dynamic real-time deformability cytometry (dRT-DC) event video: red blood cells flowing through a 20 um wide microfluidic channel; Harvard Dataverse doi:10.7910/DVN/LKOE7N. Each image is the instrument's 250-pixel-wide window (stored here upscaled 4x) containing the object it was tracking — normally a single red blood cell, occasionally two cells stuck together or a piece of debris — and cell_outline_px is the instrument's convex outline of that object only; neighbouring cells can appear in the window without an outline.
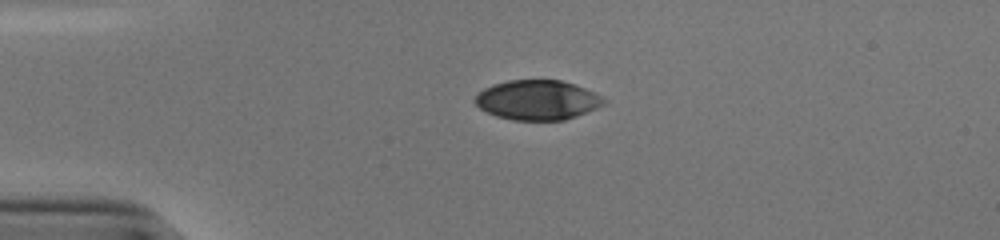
{"species": "human", "species_latin": "Homo sapiens", "temperature_condition": "cold", "stored_images_in_passage": 41, "camera_frame_rate_fps": 3000, "um_per_image_px": 0.085, "donor": {"sex": "male"}, "frame": {"image": 1, "passage_image": 1, "time_ms": 0.0, "image_size_px": [1000, 240], "cell_outline_px": [[604, 100], [596, 108], [576, 116], [564, 120], [512, 120], [496, 116], [480, 108], [476, 104], [476, 96], [484, 88], [492, 84], [508, 80], [560, 80], [584, 88], [600, 96]], "centroid_in_image_um": [45.63, 8.5], "position_along_channel_um": 39.4, "area_um2": 29.3}}
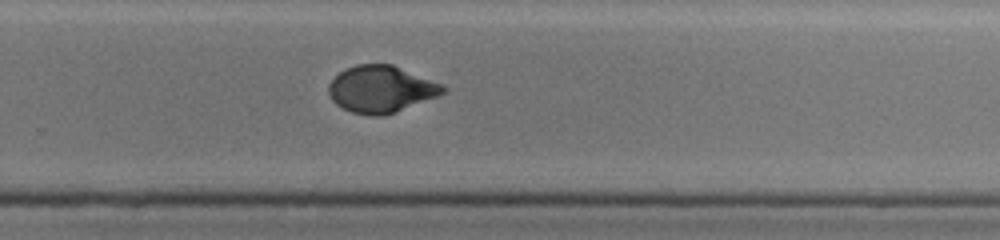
{"frame": {"image": 2, "passage_image": 24, "time_ms": 7.667, "image_size_px": [1000, 240], "cell_outline_px": [[448, 88], [444, 92], [436, 96], [396, 112], [380, 116], [372, 116], [352, 112], [336, 104], [332, 100], [328, 92], [328, 84], [340, 72], [356, 64], [392, 64], [444, 84]], "centroid_in_image_um": [32.4, 7.57], "position_along_channel_um": 297.4, "area_um2": 31.1}}
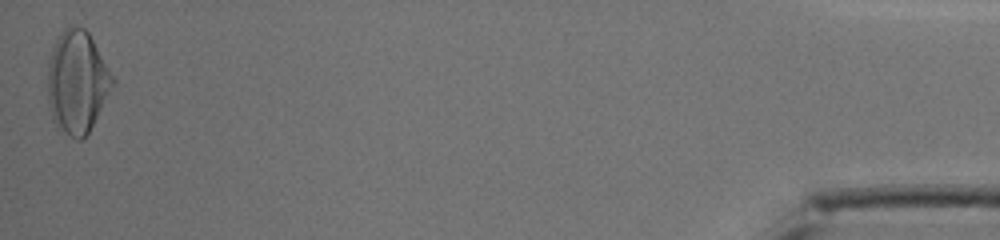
{"frame": {"image": 3, "passage_image": 41, "time_ms": 13.333, "image_size_px": [1000, 240], "cell_outline_px": [[116, 84], [88, 132], [80, 140], [76, 140], [56, 128], [48, 104], [48, 64], [52, 52], [64, 28], [72, 24], [84, 28], [88, 32], [116, 80]], "centroid_in_image_um": [6.58, 6.99], "position_along_channel_um": 428.6, "area_um2": 38.73}, "authors_computed_cell_mechanics": {"area_um2": 31.501, "velocity_mm_per_s": 3.867, "shape_relaxation_time_tau1_ms": 4.8598, "shape_relaxation_time_tau2_ms": 1.1722, "deformation_change_tau1": 0.1793, "deformation_change_tau2": 0.0454}}